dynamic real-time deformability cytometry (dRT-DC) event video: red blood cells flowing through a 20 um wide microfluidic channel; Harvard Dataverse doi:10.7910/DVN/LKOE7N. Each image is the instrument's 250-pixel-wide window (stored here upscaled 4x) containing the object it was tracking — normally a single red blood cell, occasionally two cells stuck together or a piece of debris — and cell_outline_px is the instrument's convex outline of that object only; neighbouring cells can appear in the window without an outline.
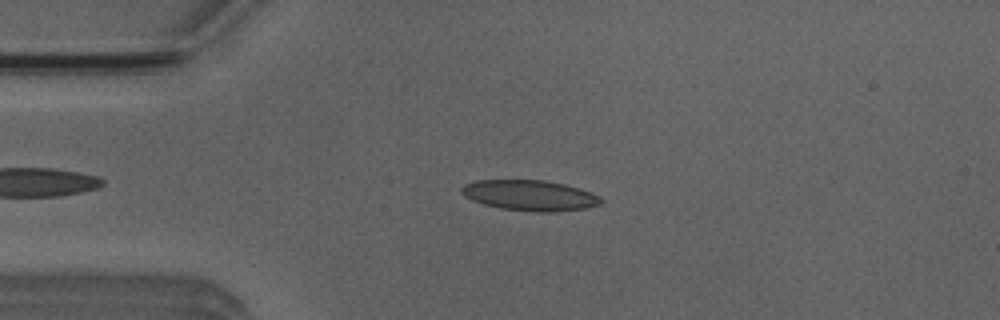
{"species": "Egyptian fruit bat (a non-hibernating species)", "species_latin": "Rousettus aegyptiacus", "temperature_condition": "room temperature", "stored_images_in_passage": 47, "camera_frame_rate_fps": 3000, "um_per_image_px": 0.085, "animal": {"sex": "male"}, "frame": {"image": 1, "passage_image": 11, "time_ms": 3.333, "image_size_px": [1000, 320], "cell_outline_px": [[604, 200], [600, 204], [588, 208], [552, 212], [536, 212], [500, 208], [484, 204], [472, 200], [464, 196], [460, 192], [460, 188], [464, 184], [476, 180], [544, 180], [564, 184], [580, 188], [592, 192], [600, 196]], "centroid_in_image_um": [45.05, 16.61], "position_along_channel_um": 39.9, "area_um2": 25.03}}
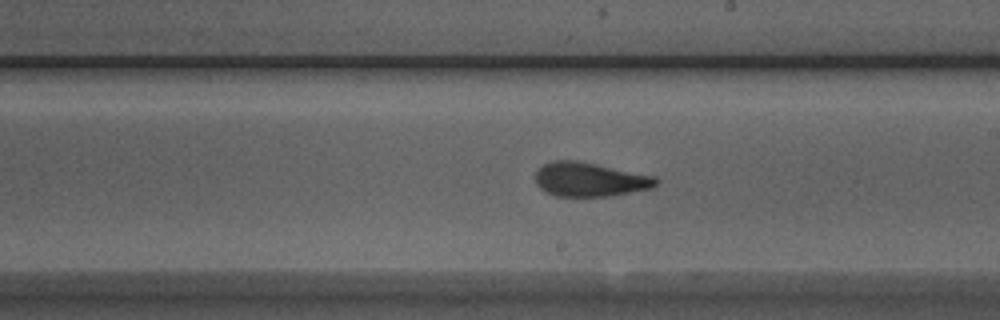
{"frame": {"image": 2, "passage_image": 28, "time_ms": 9.0, "image_size_px": [1000, 320], "cell_outline_px": [[660, 180], [652, 188], [608, 196], [556, 196], [540, 188], [536, 184], [536, 172], [544, 164], [552, 160], [576, 160], [656, 176]], "centroid_in_image_um": [50.15, 15.25], "position_along_channel_um": 238.9, "area_um2": 23.81}}
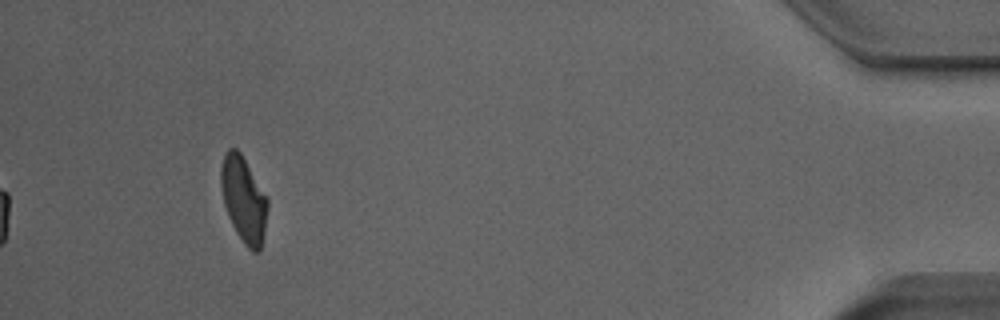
{"frame": {"image": 3, "passage_image": 47, "time_ms": 15.333, "image_size_px": [1000, 320], "cell_outline_px": [[268, 208], [264, 232], [260, 252], [252, 252], [244, 244], [236, 232], [228, 216], [224, 204], [220, 184], [220, 168], [224, 152], [228, 148], [236, 148], [240, 152], [268, 200]], "centroid_in_image_um": [20.69, 16.96], "position_along_channel_um": 414.5, "area_um2": 23.18}, "authors_computed_cell_mechanics": {"area_um2": 23.9292, "velocity_mm_per_s": 3.9307, "shape_relaxation_time_tau1_ms": 6.2756, "shape_relaxation_time_tau2_ms": 1.3083, "deformation_change_tau1": 0.1947, "deformation_change_tau2": 0.0829}}